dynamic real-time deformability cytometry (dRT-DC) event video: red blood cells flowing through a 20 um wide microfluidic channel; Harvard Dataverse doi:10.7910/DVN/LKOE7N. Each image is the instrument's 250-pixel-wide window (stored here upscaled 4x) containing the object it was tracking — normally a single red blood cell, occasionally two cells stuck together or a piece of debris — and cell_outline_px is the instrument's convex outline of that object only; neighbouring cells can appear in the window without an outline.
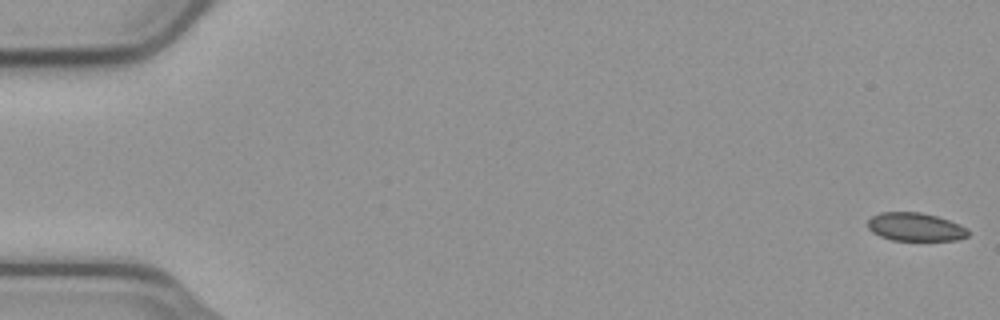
{"species": "common noctule bat (a hibernating species)", "species_latin": "Nyctalus noctula", "temperature_condition": "cold", "stored_images_in_passage": 56, "camera_frame_rate_fps": 3000, "um_per_image_px": 0.085, "animal": {"sex": "male", "body_mass_g": 23.1, "forearm_length_mm": 52.7}, "frame": {"image": 1, "passage_image": 1, "time_ms": 0.0, "image_size_px": [1000, 320], "cell_outline_px": [[968, 236], [956, 240], [892, 240], [880, 236], [872, 232], [868, 228], [868, 220], [872, 216], [880, 212], [920, 212], [936, 216], [960, 224], [968, 228]], "centroid_in_image_um": [77.8, 19.28], "position_along_channel_um": 7.2, "area_um2": 16.53}}
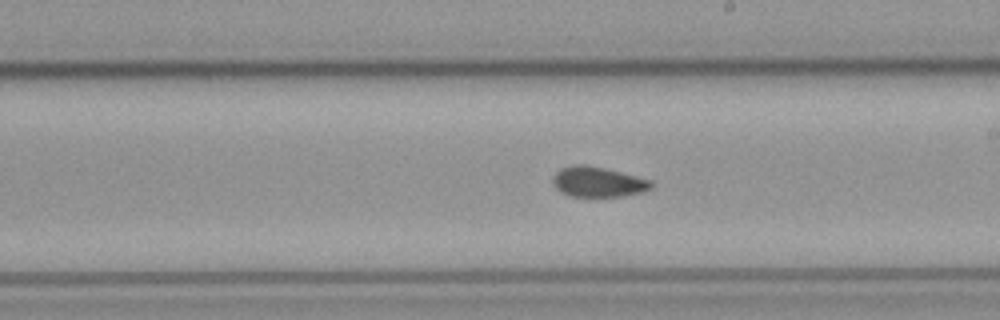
{"frame": {"image": 2, "passage_image": 32, "time_ms": 10.333, "image_size_px": [1000, 320], "cell_outline_px": [[652, 188], [640, 192], [620, 196], [572, 196], [560, 192], [552, 184], [552, 180], [556, 172], [560, 168], [576, 164], [584, 164], [604, 168], [652, 180]], "centroid_in_image_um": [50.79, 15.45], "position_along_channel_um": 238.2, "area_um2": 17.17}}
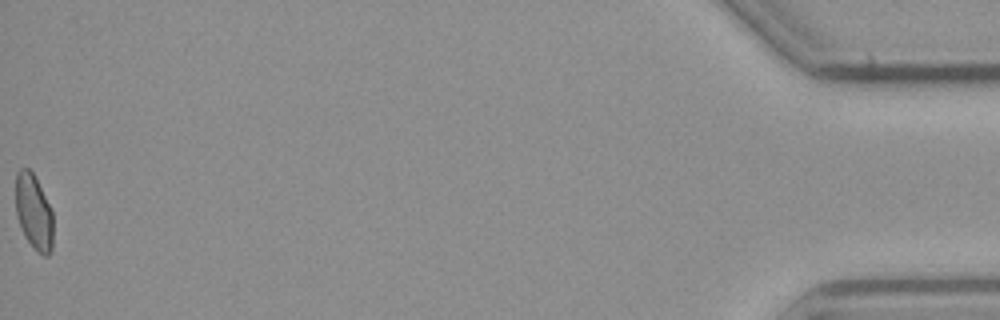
{"frame": {"image": 3, "passage_image": 56, "time_ms": 18.333, "image_size_px": [1000, 320], "cell_outline_px": [[52, 252], [48, 256], [44, 256], [36, 252], [28, 240], [16, 216], [16, 172], [20, 168], [28, 168], [36, 176], [52, 212]], "centroid_in_image_um": [2.87, 18.01], "position_along_channel_um": 432.3, "area_um2": 16.42}, "authors_computed_cell_mechanics": {"area_um2": 17.3978, "velocity_mm_per_s": 3.7332, "shape_relaxation_time_tau1_ms": null, "shape_relaxation_time_tau2_ms": 4.4566, "deformation_change_tau1": null, "deformation_change_tau2": 0.0764}}